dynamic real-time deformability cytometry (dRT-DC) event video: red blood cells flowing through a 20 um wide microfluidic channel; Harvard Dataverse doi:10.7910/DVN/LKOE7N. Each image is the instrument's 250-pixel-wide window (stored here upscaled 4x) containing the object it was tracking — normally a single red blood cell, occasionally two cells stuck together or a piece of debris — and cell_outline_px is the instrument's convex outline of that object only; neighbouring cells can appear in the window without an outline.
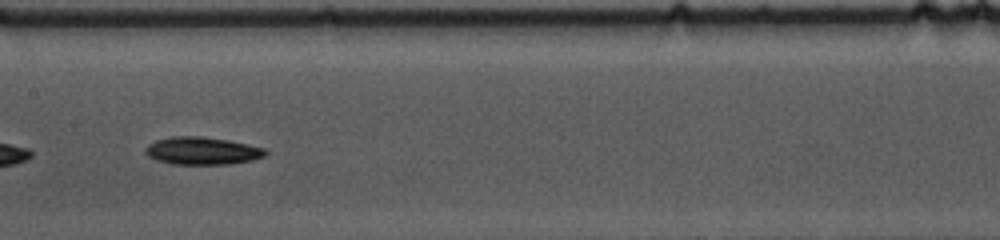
{"species": "common noctule bat (a hibernating species)", "species_latin": "Nyctalus noctula", "temperature_condition": "cold", "stored_images_in_passage": 46, "camera_frame_rate_fps": 3000, "um_per_image_px": 0.085, "animal": {"sex": "female", "body_mass_g": 10.0, "forearm_length_mm": 53.1}, "frame": {"image": 1, "passage_image": 20, "time_ms": 6.333, "image_size_px": [1000, 240], "cell_outline_px": [[268, 152], [264, 156], [252, 160], [228, 164], [172, 164], [156, 160], [148, 156], [144, 152], [144, 148], [148, 144], [156, 140], [172, 136], [200, 136], [228, 140], [248, 144], [264, 148]], "centroid_in_image_um": [17.15, 12.82], "position_along_channel_um": 190.2, "area_um2": 19.36}}
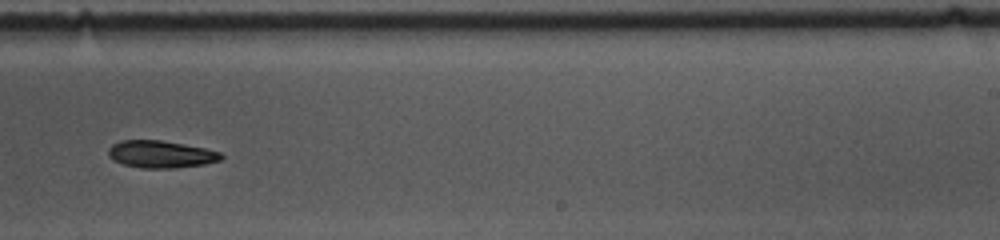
{"frame": {"image": 2, "passage_image": 27, "time_ms": 8.667, "image_size_px": [1000, 240], "cell_outline_px": [[224, 156], [220, 160], [204, 164], [172, 168], [140, 168], [124, 164], [112, 160], [108, 156], [108, 148], [112, 144], [120, 140], [160, 140], [184, 144], [204, 148], [220, 152]], "centroid_in_image_um": [13.63, 13.1], "position_along_channel_um": 275.4, "area_um2": 17.92}, "authors_computed_cell_mechanics": {"area_um2": 19.2185, "velocity_mm_per_s": 3.6659, "shape_relaxation_time_tau1_ms": 2.8717, "shape_relaxation_time_tau2_ms": null, "deformation_change_tau1": 0.1068, "deformation_change_tau2": null}}